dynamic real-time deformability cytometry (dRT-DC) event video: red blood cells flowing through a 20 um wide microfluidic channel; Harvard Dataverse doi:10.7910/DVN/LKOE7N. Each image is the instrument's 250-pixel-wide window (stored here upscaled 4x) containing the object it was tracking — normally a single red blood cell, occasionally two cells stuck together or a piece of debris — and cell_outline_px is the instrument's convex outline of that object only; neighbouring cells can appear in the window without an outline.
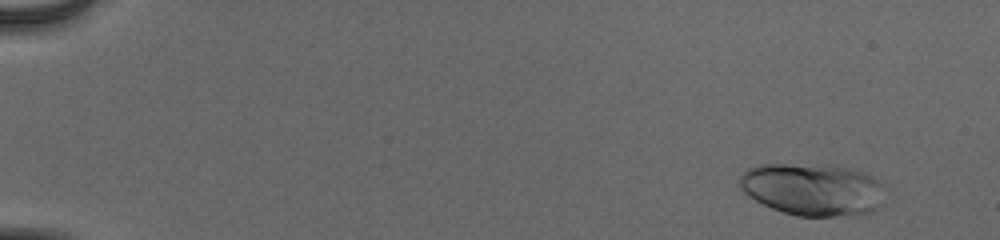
{"species": "human", "species_latin": "Homo sapiens", "temperature_condition": "cold", "stored_images_in_passage": 54, "camera_frame_rate_fps": 3000, "um_per_image_px": 0.085, "donor": {"sex": "male"}, "frame": {"image": 1, "passage_image": 5, "time_ms": 1.333, "image_size_px": [1000, 240], "cell_outline_px": [[884, 204], [880, 208], [872, 212], [832, 216], [796, 216], [772, 208], [748, 196], [736, 184], [740, 176], [748, 168], [760, 164], [784, 164], [848, 168], [864, 172], [880, 180], [884, 184]], "centroid_in_image_um": [69.1, 16.11], "position_along_channel_um": 15.9, "area_um2": 44.39}}
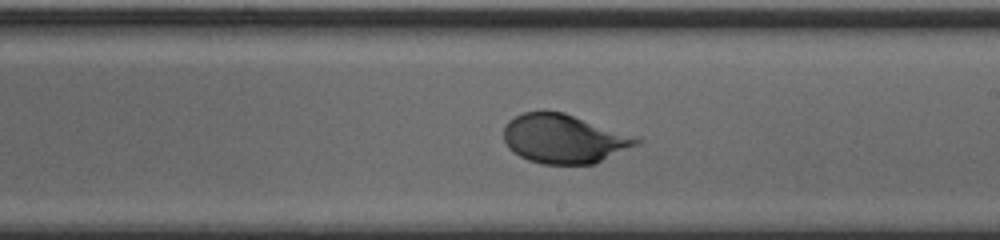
{"frame": {"image": 2, "passage_image": 34, "time_ms": 11.0, "image_size_px": [1000, 240], "cell_outline_px": [[644, 140], [640, 144], [596, 164], [540, 164], [528, 160], [512, 152], [508, 148], [504, 140], [504, 124], [508, 120], [524, 112], [564, 112], [640, 136]], "centroid_in_image_um": [48.01, 11.8], "position_along_channel_um": 241.0, "area_um2": 38.61}}
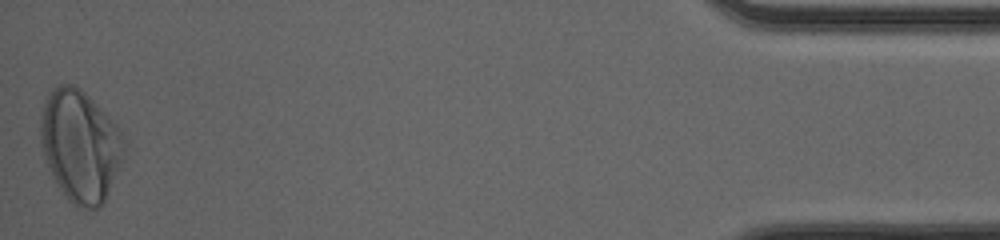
{"frame": {"image": 3, "passage_image": 54, "time_ms": 17.667, "image_size_px": [1000, 240], "cell_outline_px": [[124, 156], [104, 200], [100, 208], [76, 208], [68, 200], [56, 184], [40, 144], [40, 116], [44, 100], [48, 92], [52, 88], [60, 84], [72, 84], [80, 88], [116, 124], [124, 136]], "centroid_in_image_um": [6.79, 12.37], "position_along_channel_um": 428.4, "area_um2": 54.27}, "authors_computed_cell_mechanics": {"area_um2": 39.593, "velocity_mm_per_s": 3.9814, "shape_relaxation_time_tau1_ms": 2.4646, "shape_relaxation_time_tau2_ms": null, "deformation_change_tau1": 0.178, "deformation_change_tau2": null}}